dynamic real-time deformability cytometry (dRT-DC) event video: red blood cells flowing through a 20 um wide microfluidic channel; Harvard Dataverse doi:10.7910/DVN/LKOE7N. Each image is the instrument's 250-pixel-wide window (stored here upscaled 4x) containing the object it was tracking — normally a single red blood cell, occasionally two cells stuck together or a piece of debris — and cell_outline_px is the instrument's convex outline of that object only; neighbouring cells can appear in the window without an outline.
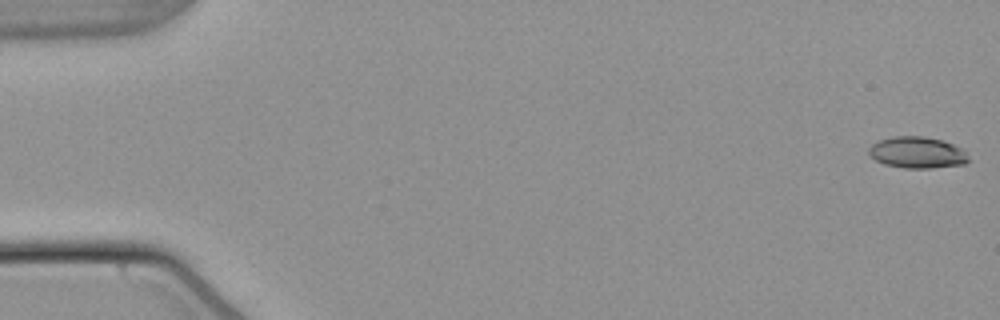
{"species": "common noctule bat (a hibernating species)", "species_latin": "Nyctalus noctula", "temperature_condition": "warm", "stored_images_in_passage": 54, "camera_frame_rate_fps": 3000, "um_per_image_px": 0.085, "animal": {"sex": "male", "body_mass_g": 21.5, "forearm_length_mm": 52.0}, "frame": {"image": 1, "passage_image": 1, "time_ms": 0.0, "image_size_px": [1000, 320], "cell_outline_px": [[968, 160], [964, 164], [932, 168], [904, 168], [884, 164], [876, 160], [868, 152], [868, 148], [872, 144], [880, 140], [896, 136], [924, 136], [944, 140], [964, 148]], "centroid_in_image_um": [77.99, 12.96], "position_along_channel_um": 7.0, "area_um2": 18.32}}
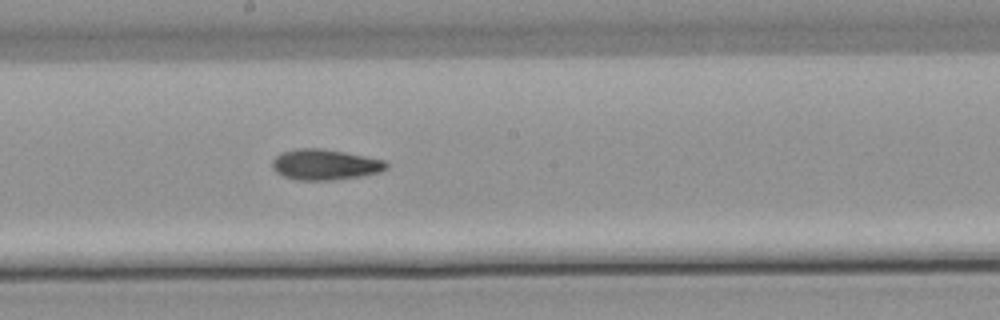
{"frame": {"image": 2, "passage_image": 30, "time_ms": 9.667, "image_size_px": [1000, 320], "cell_outline_px": [[388, 168], [380, 172], [360, 176], [332, 180], [296, 180], [284, 176], [276, 172], [272, 168], [272, 160], [280, 152], [296, 148], [320, 148], [344, 152], [384, 160], [388, 164]], "centroid_in_image_um": [27.59, 13.99], "position_along_channel_um": 220.6, "area_um2": 20.4}}
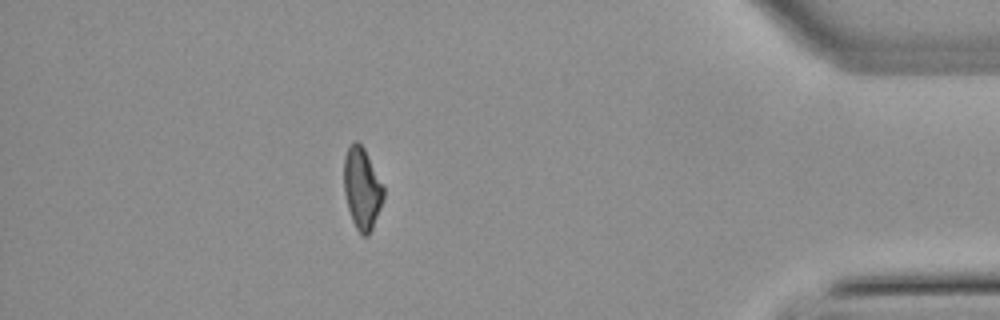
{"frame": {"image": 3, "passage_image": 48, "time_ms": 15.667, "image_size_px": [1000, 320], "cell_outline_px": [[384, 196], [380, 208], [372, 228], [368, 236], [364, 236], [356, 228], [352, 220], [348, 208], [344, 192], [344, 156], [348, 148], [356, 140], [364, 148], [384, 188]], "centroid_in_image_um": [30.76, 16.02], "position_along_channel_um": 404.4, "area_um2": 18.5}, "authors_computed_cell_mechanics": {"area_um2": 19.3052, "velocity_mm_per_s": 3.8338, "shape_relaxation_time_tau1_ms": null, "shape_relaxation_time_tau2_ms": 4.8435, "deformation_change_tau1": null, "deformation_change_tau2": 0.1317}}